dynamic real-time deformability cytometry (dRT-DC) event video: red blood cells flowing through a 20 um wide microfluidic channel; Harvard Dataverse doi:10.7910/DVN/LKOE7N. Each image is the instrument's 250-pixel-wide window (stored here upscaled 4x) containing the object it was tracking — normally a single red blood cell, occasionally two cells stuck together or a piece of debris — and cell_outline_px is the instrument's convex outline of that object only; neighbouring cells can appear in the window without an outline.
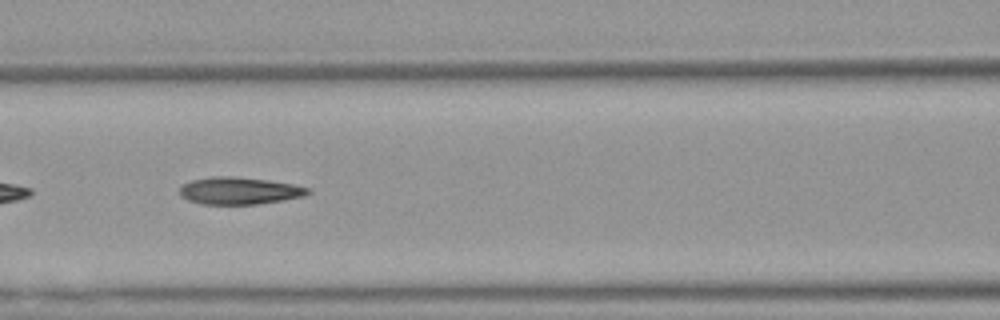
{"species": "Egyptian fruit bat (a non-hibernating species)", "species_latin": "Rousettus aegyptiacus", "temperature_condition": "warm", "stored_images_in_passage": 17, "camera_frame_rate_fps": 3000, "um_per_image_px": 0.085, "animal": {"sex": "female"}, "frame": {"image": 1, "passage_image": 8, "time_ms": 2.333, "image_size_px": [1000, 320], "cell_outline_px": [[312, 192], [304, 196], [284, 200], [256, 204], [204, 204], [188, 200], [180, 196], [180, 188], [184, 184], [192, 180], [212, 176], [232, 176], [268, 180], [292, 184], [312, 188]], "centroid_in_image_um": [20.38, 16.21], "position_along_channel_um": 146.2, "area_um2": 20.35}}